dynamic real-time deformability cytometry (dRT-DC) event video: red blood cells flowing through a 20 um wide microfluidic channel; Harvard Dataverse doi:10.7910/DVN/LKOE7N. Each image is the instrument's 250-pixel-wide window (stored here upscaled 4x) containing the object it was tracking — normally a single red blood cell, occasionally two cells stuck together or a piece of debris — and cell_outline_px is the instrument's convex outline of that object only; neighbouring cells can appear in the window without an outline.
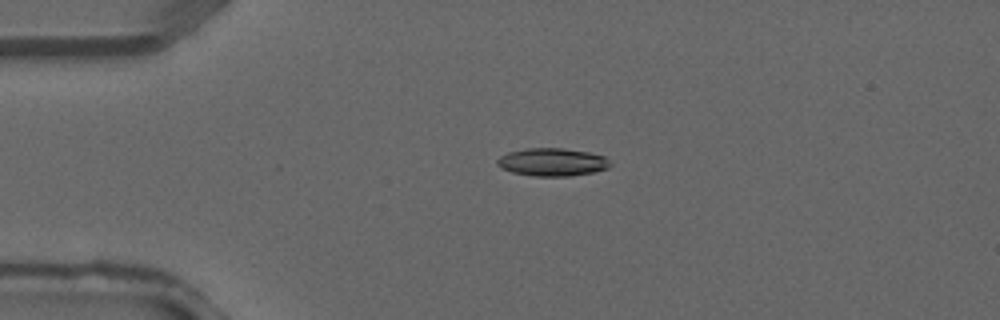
{"species": "common noctule bat (a hibernating species)", "species_latin": "Nyctalus noctula", "temperature_condition": "warm", "stored_images_in_passage": 4, "camera_frame_rate_fps": 3000, "um_per_image_px": 0.085, "animal": {"sex": "male", "forearm_length_mm": 52.5}, "frame": {"image": 1, "passage_image": 3, "time_ms": 0.667, "image_size_px": [1000, 320], "cell_outline_px": [[612, 164], [608, 168], [592, 172], [572, 176], [532, 176], [512, 172], [500, 168], [496, 164], [496, 160], [500, 156], [508, 152], [528, 148], [564, 148], [588, 152], [604, 156]], "centroid_in_image_um": [46.92, 13.78], "position_along_channel_um": 38.1, "area_um2": 18.44}}